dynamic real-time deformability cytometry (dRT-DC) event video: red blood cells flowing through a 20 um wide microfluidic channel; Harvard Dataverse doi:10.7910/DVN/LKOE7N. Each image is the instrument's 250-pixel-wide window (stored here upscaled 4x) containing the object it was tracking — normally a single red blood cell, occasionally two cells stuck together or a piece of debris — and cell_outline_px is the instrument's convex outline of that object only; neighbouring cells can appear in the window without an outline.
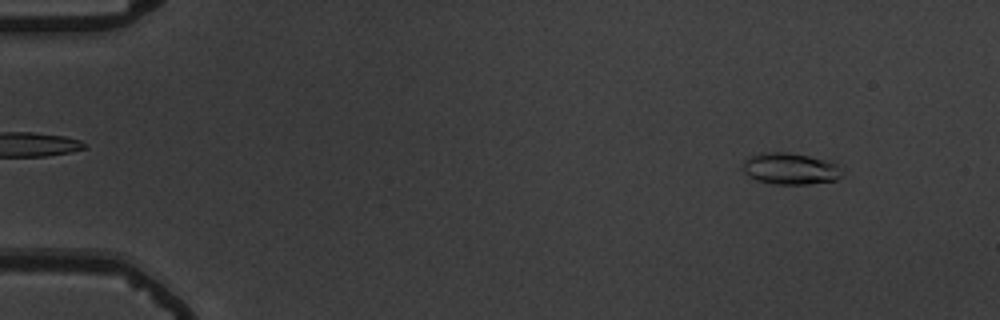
{"species": "common noctule bat (a hibernating species)", "species_latin": "Nyctalus noctula", "temperature_condition": "warm", "stored_images_in_passage": 56, "camera_frame_rate_fps": 3000, "um_per_image_px": 0.085, "animal": {"sex": "male", "body_mass_g": 19.5, "forearm_length_mm": 54.6}, "frame": {"image": 1, "passage_image": 6, "time_ms": 1.667, "image_size_px": [1000, 320], "cell_outline_px": [[844, 172], [836, 180], [808, 184], [776, 184], [756, 180], [748, 176], [744, 172], [744, 160], [748, 156], [760, 152], [788, 152], [832, 160], [844, 168]], "centroid_in_image_um": [67.23, 14.32], "position_along_channel_um": 17.8, "area_um2": 18.67}}
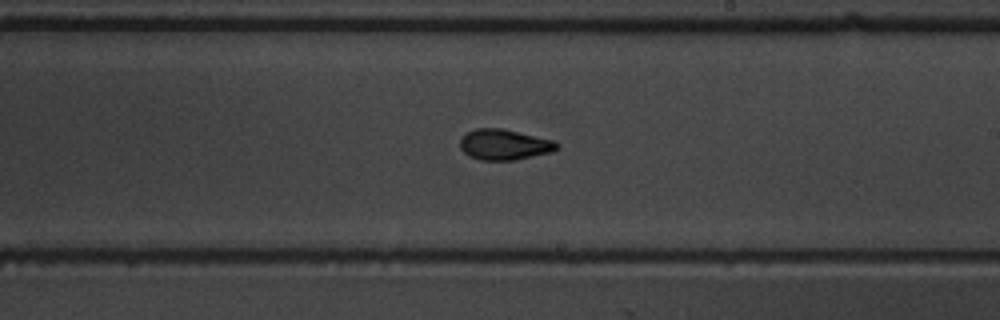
{"frame": {"image": 2, "passage_image": 34, "time_ms": 11.0, "image_size_px": [1000, 320], "cell_outline_px": [[560, 148], [552, 152], [516, 160], [480, 160], [468, 156], [460, 148], [460, 136], [476, 128], [500, 128], [552, 140], [560, 144]], "centroid_in_image_um": [42.85, 12.3], "position_along_channel_um": 246.2, "area_um2": 17.34}}
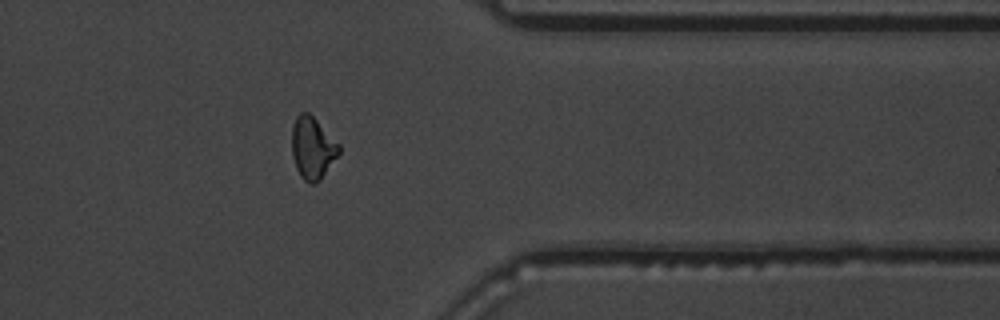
{"frame": {"image": 3, "passage_image": 46, "time_ms": 15.0, "image_size_px": [1000, 320], "cell_outline_px": [[340, 152], [320, 180], [316, 184], [308, 184], [300, 176], [296, 168], [292, 156], [292, 124], [296, 116], [300, 112], [308, 112], [340, 144]], "centroid_in_image_um": [26.55, 12.59], "position_along_channel_um": 384.9, "area_um2": 17.11}, "authors_computed_cell_mechanics": {"area_um2": 16.9643, "velocity_mm_per_s": 3.688, "shape_relaxation_time_tau1_ms": 4.8888, "shape_relaxation_time_tau2_ms": 1.466, "deformation_change_tau1": 0.1732, "deformation_change_tau2": 0.0766}}